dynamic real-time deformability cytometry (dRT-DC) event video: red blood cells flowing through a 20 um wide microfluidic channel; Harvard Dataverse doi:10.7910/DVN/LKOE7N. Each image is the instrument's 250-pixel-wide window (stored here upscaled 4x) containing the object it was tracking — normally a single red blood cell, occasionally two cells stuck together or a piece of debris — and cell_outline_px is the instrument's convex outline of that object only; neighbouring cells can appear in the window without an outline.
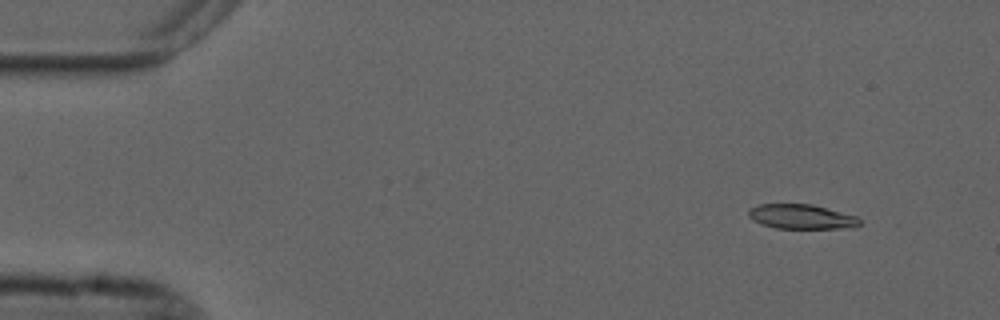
{"species": "common noctule bat (a hibernating species)", "species_latin": "Nyctalus noctula", "temperature_condition": "cold", "stored_images_in_passage": 51, "camera_frame_rate_fps": 3000, "um_per_image_px": 0.085, "animal": {"sex": "male", "forearm_length_mm": 52.5}, "frame": {"image": 1, "passage_image": 1, "time_ms": 0.0, "image_size_px": [1000, 320], "cell_outline_px": [[860, 224], [856, 228], [776, 228], [760, 224], [752, 220], [748, 216], [748, 212], [756, 204], [812, 204], [856, 216], [860, 220]], "centroid_in_image_um": [68.11, 18.42], "position_along_channel_um": 16.9, "area_um2": 15.95}}
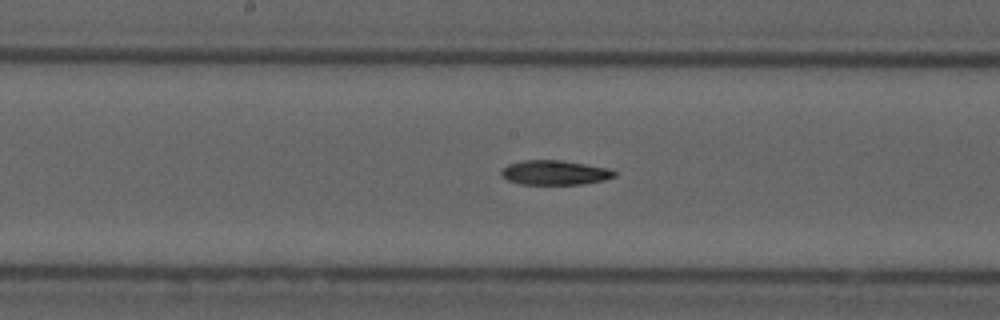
{"frame": {"image": 2, "passage_image": 24, "time_ms": 7.667, "image_size_px": [1000, 320], "cell_outline_px": [[616, 176], [604, 180], [584, 184], [520, 184], [508, 180], [500, 176], [500, 172], [508, 164], [524, 160], [560, 160], [612, 168], [616, 172]], "centroid_in_image_um": [47.18, 14.67], "position_along_channel_um": 201.0, "area_um2": 16.3}}
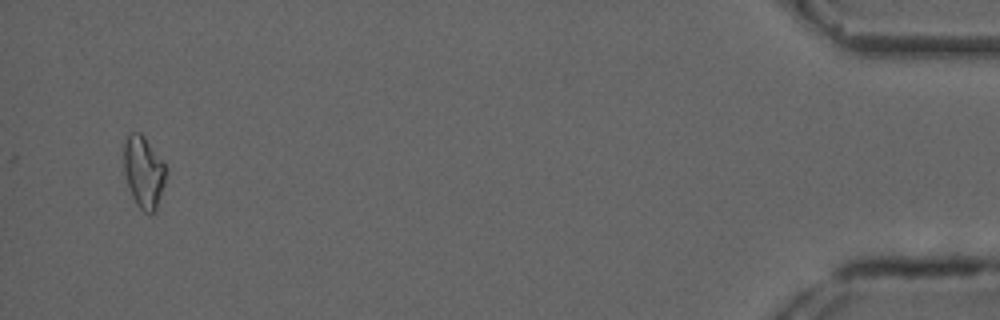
{"frame": {"image": 3, "passage_image": 49, "time_ms": 16.0, "image_size_px": [1000, 320], "cell_outline_px": [[168, 172], [156, 212], [144, 212], [136, 204], [132, 196], [124, 172], [124, 144], [128, 136], [132, 132], [140, 132], [144, 136], [164, 164]], "centroid_in_image_um": [12.23, 14.64], "position_along_channel_um": 423.0, "area_um2": 17.51}}